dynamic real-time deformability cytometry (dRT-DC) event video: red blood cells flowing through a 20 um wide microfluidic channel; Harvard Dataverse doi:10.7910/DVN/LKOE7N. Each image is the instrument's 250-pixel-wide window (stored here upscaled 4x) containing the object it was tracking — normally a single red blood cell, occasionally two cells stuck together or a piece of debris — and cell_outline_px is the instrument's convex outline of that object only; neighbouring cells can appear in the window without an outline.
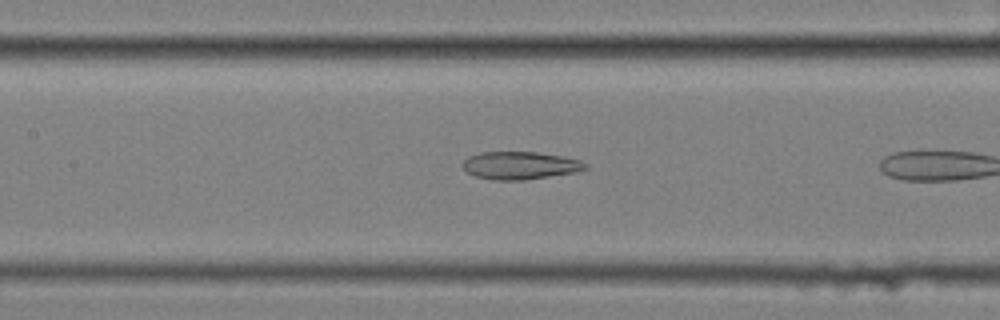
{"species": "common noctule bat (a hibernating species)", "species_latin": "Nyctalus noctula", "temperature_condition": "cold", "stored_images_in_passage": 16, "camera_frame_rate_fps": 3000, "um_per_image_px": 0.085, "animal": {"sex": "female", "body_mass_g": 25.1}, "frame": {"image": 1, "passage_image": 10, "time_ms": 3.0, "image_size_px": [1000, 320], "cell_outline_px": [[588, 168], [576, 172], [524, 180], [492, 180], [476, 176], [468, 172], [460, 164], [468, 156], [480, 152], [536, 152], [564, 156], [580, 160], [588, 164]], "centroid_in_image_um": [44.21, 14.06], "position_along_channel_um": 163.2, "area_um2": 19.94}}